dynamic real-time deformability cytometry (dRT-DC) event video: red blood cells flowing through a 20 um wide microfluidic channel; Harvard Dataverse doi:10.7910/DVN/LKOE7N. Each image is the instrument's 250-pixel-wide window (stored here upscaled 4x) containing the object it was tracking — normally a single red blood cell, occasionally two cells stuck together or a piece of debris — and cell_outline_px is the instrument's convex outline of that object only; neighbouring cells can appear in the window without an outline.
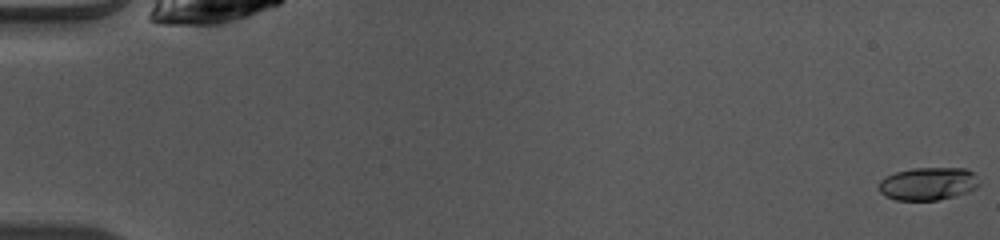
{"species": "common noctule bat (a hibernating species)", "species_latin": "Nyctalus noctula", "temperature_condition": "warm", "stored_images_in_passage": 50, "camera_frame_rate_fps": 3000, "um_per_image_px": 0.085, "animal": {"sex": "female", "body_mass_g": 10.0, "forearm_length_mm": 53.1}, "frame": {"image": 1, "passage_image": 1, "time_ms": 0.0, "image_size_px": [1000, 240], "cell_outline_px": [[980, 184], [976, 188], [968, 192], [936, 200], [896, 200], [884, 196], [880, 192], [880, 180], [884, 176], [896, 172], [912, 168], [964, 168], [972, 172]], "centroid_in_image_um": [78.86, 15.61], "position_along_channel_um": 6.1, "area_um2": 19.13}}
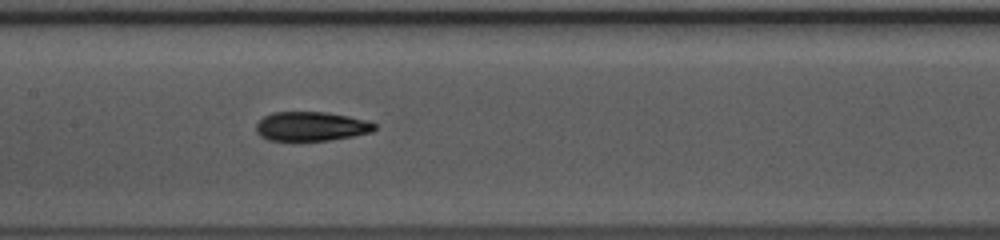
{"frame": {"image": 2, "passage_image": 25, "time_ms": 8.0, "image_size_px": [1000, 240], "cell_outline_px": [[376, 128], [372, 132], [352, 136], [328, 140], [268, 140], [260, 136], [256, 132], [256, 124], [264, 116], [272, 112], [328, 112], [368, 120], [376, 124]], "centroid_in_image_um": [26.45, 10.73], "position_along_channel_um": 180.9, "area_um2": 20.17}}
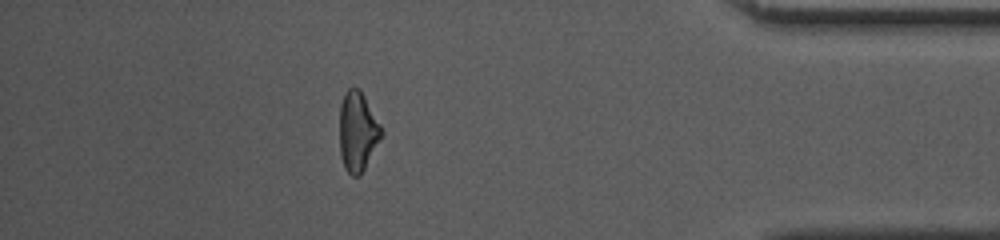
{"frame": {"image": 3, "passage_image": 44, "time_ms": 14.333, "image_size_px": [1000, 240], "cell_outline_px": [[384, 132], [360, 176], [352, 176], [344, 168], [340, 156], [340, 104], [348, 88], [360, 88], [380, 124]], "centroid_in_image_um": [30.39, 11.19], "position_along_channel_um": 404.8, "area_um2": 19.31}, "authors_computed_cell_mechanics": {"area_um2": 19.4786, "velocity_mm_per_s": 4.0988, "shape_relaxation_time_tau1_ms": 5.5695, "shape_relaxation_time_tau2_ms": 3.1836, "deformation_change_tau1": 0.1583, "deformation_change_tau2": 0.1097}}